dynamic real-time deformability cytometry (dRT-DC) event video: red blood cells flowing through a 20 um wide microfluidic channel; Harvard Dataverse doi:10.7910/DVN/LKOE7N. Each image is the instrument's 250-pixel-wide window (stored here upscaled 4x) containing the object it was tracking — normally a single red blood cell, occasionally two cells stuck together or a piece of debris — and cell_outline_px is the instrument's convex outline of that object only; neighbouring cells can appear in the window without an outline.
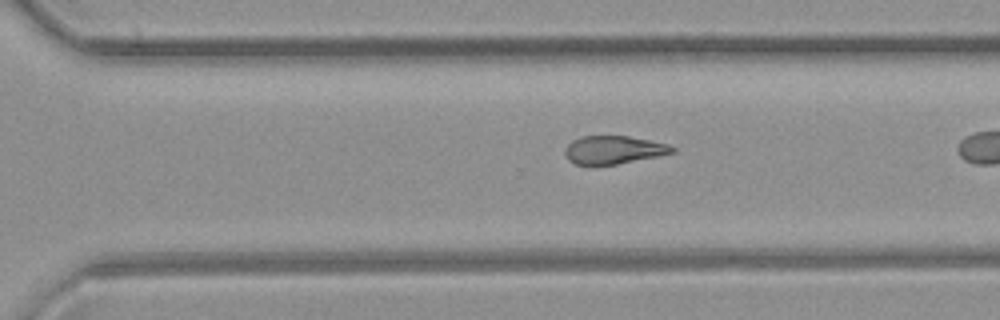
{"species": "common noctule bat (a hibernating species)", "species_latin": "Nyctalus noctula", "temperature_condition": "room temperature", "stored_images_in_passage": 28, "camera_frame_rate_fps": 3000, "um_per_image_px": 0.085, "animal": {"sex": "female", "body_mass_g": 21.9}, "frame": {"image": 1, "passage_image": 24, "time_ms": 7.667, "image_size_px": [1000, 320], "cell_outline_px": [[676, 152], [660, 156], [616, 164], [588, 168], [576, 164], [568, 160], [564, 152], [564, 148], [572, 140], [580, 136], [628, 136], [668, 144], [676, 148]], "centroid_in_image_um": [52.11, 12.77], "position_along_channel_um": 318.5, "area_um2": 18.15}}